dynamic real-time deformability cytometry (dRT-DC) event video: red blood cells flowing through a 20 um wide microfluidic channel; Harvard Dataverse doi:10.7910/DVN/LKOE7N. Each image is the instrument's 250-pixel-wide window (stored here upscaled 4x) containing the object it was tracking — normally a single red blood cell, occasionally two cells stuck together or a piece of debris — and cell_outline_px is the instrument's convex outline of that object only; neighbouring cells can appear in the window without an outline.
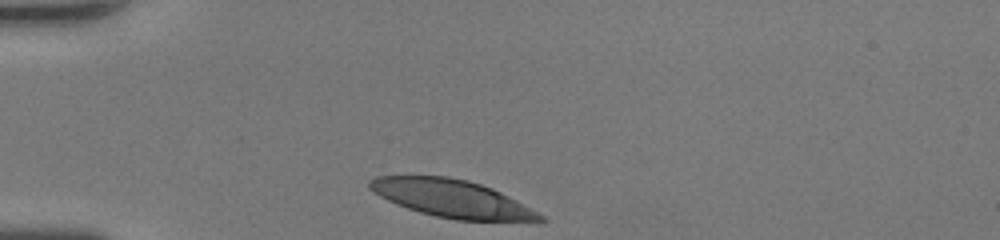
{"species": "human", "species_latin": "Homo sapiens", "temperature_condition": "room temperature", "stored_images_in_passage": 28, "camera_frame_rate_fps": 3000, "um_per_image_px": 0.085, "donor": {"sex": "female"}, "frame": {"image": 1, "passage_image": 1, "time_ms": 0.0, "image_size_px": [1000, 240], "cell_outline_px": [[548, 220], [544, 224], [536, 224], [456, 220], [436, 216], [420, 212], [396, 204], [372, 192], [368, 188], [368, 180], [376, 176], [448, 176], [468, 180], [492, 188], [516, 200], [544, 216]], "centroid_in_image_um": [38.54, 16.93], "position_along_channel_um": 46.5, "area_um2": 38.32}}
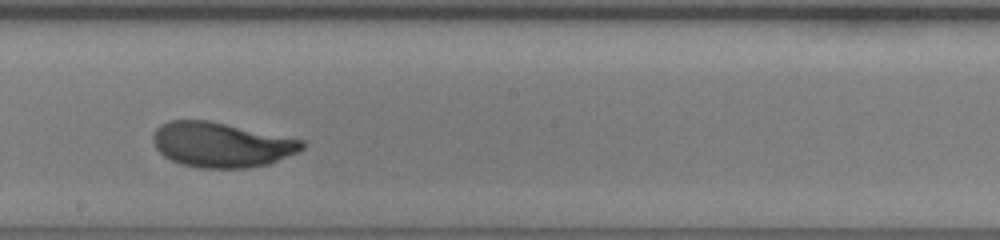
{"frame": {"image": 2, "passage_image": 16, "time_ms": 5.0, "image_size_px": [1000, 240], "cell_outline_px": [[304, 148], [296, 152], [268, 164], [248, 168], [200, 168], [180, 164], [164, 156], [156, 148], [152, 140], [152, 136], [156, 128], [160, 124], [168, 120], [208, 120], [304, 140]], "centroid_in_image_um": [18.77, 12.3], "position_along_channel_um": 229.4, "area_um2": 38.96}}
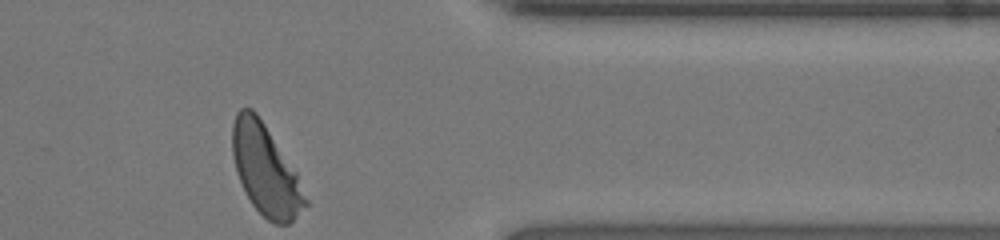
{"frame": {"image": 3, "passage_image": 28, "time_ms": 9.0, "image_size_px": [1000, 240], "cell_outline_px": [[308, 204], [288, 224], [276, 224], [268, 220], [252, 204], [236, 172], [232, 156], [232, 124], [236, 112], [240, 108], [252, 108], [256, 112], [296, 172], [308, 200]], "centroid_in_image_um": [22.56, 14.44], "position_along_channel_um": 388.8, "area_um2": 37.86}, "authors_computed_cell_mechanics": {"area_um2": 39.1884, "velocity_mm_per_s": 4.3002, "shape_relaxation_time_tau1_ms": 3.1729, "shape_relaxation_time_tau2_ms": null, "deformation_change_tau1": 0.1953, "deformation_change_tau2": null}}